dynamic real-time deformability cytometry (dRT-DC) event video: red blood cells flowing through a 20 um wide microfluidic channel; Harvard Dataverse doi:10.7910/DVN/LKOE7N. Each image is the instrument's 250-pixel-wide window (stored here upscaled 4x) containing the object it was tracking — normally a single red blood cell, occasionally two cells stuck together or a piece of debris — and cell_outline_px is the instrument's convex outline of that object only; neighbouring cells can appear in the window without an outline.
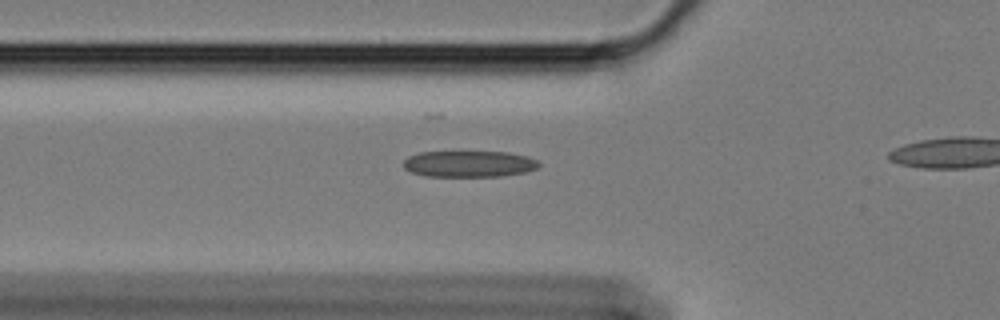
{"species": "Egyptian fruit bat (a non-hibernating species)", "species_latin": "Rousettus aegyptiacus", "temperature_condition": "cold", "stored_images_in_passage": 30, "camera_frame_rate_fps": 3000, "um_per_image_px": 0.085, "animal": {"sex": "female"}, "frame": {"image": 1, "passage_image": 2, "time_ms": 0.333, "image_size_px": [1000, 320], "cell_outline_px": [[540, 164], [536, 168], [524, 172], [500, 176], [424, 176], [412, 172], [404, 168], [404, 160], [408, 156], [420, 152], [508, 152], [528, 156], [536, 160]], "centroid_in_image_um": [39.85, 13.92], "position_along_channel_um": 85.9, "area_um2": 20.63}}
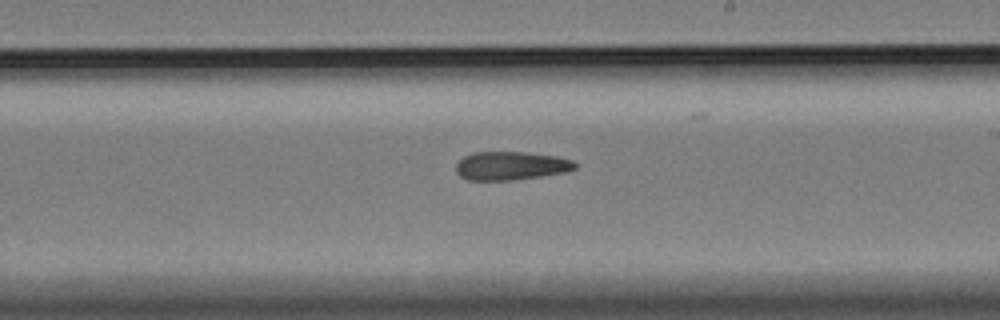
{"frame": {"image": 2, "passage_image": 16, "time_ms": 5.0, "image_size_px": [1000, 320], "cell_outline_px": [[576, 168], [568, 172], [512, 180], [468, 180], [460, 176], [456, 172], [456, 164], [464, 156], [472, 152], [524, 152], [556, 156], [572, 160], [576, 164]], "centroid_in_image_um": [43.42, 14.09], "position_along_channel_um": 245.6, "area_um2": 19.77}}
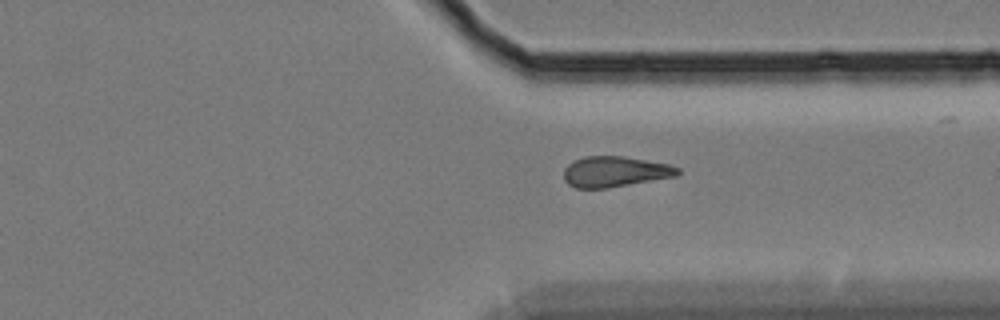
{"frame": {"image": 3, "passage_image": 26, "time_ms": 8.333, "image_size_px": [1000, 320], "cell_outline_px": [[680, 172], [676, 176], [608, 188], [576, 188], [568, 184], [564, 180], [564, 168], [572, 160], [584, 156], [624, 156], [668, 164], [680, 168]], "centroid_in_image_um": [52.24, 14.58], "position_along_channel_um": 359.2, "area_um2": 20.4}}